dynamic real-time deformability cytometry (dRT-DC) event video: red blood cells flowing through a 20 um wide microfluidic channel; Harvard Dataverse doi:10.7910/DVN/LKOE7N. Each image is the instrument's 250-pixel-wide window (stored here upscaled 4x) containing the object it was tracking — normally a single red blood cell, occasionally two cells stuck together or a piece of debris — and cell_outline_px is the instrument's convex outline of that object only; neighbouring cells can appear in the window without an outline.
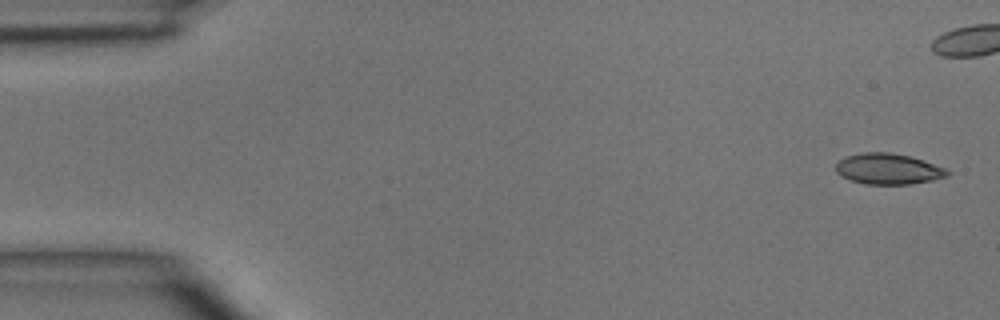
{"species": "common noctule bat (a hibernating species)", "species_latin": "Nyctalus noctula", "temperature_condition": "room temperature", "stored_images_in_passage": 5, "camera_frame_rate_fps": 3000, "um_per_image_px": 0.085, "animal": {"sex": "male", "body_mass_g": 15.6}, "frame": {"image": 1, "passage_image": 1, "time_ms": 0.0, "image_size_px": [1000, 320], "cell_outline_px": [[948, 176], [932, 180], [908, 184], [864, 184], [840, 176], [836, 172], [836, 164], [844, 156], [864, 152], [888, 152], [912, 156], [924, 160], [944, 168], [948, 172]], "centroid_in_image_um": [75.47, 14.35], "position_along_channel_um": 9.5, "area_um2": 20.0}}